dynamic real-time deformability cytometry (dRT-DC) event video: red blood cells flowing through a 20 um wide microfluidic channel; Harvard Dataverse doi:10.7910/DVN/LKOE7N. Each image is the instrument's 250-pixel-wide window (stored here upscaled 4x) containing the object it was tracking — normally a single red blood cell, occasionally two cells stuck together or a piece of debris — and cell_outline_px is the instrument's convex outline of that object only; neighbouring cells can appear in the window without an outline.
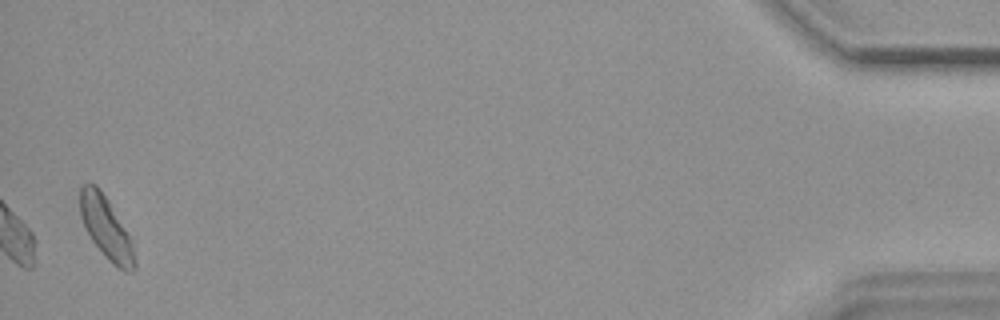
{"species": "common noctule bat (a hibernating species)", "species_latin": "Nyctalus noctula", "temperature_condition": "warm", "stored_images_in_passage": 39, "camera_frame_rate_fps": 3000, "um_per_image_px": 0.085, "animal": {"sex": "female", "body_mass_g": 18.4}, "frame": {"image": 1, "passage_image": 39, "time_ms": 12.667, "image_size_px": [1000, 320], "cell_outline_px": [[136, 268], [132, 272], [124, 272], [116, 268], [108, 260], [92, 240], [80, 216], [80, 188], [84, 184], [96, 184], [100, 188], [108, 200], [128, 236], [132, 248], [136, 264]], "centroid_in_image_um": [9.0, 19.4], "position_along_channel_um": 426.2, "area_um2": 19.25}, "authors_computed_cell_mechanics": {"area_um2": 15.7216, "velocity_mm_per_s": 3.6532, "shape_relaxation_time_tau1_ms": 9.687, "shape_relaxation_time_tau2_ms": null, "deformation_change_tau1": 0.1975, "deformation_change_tau2": null}}